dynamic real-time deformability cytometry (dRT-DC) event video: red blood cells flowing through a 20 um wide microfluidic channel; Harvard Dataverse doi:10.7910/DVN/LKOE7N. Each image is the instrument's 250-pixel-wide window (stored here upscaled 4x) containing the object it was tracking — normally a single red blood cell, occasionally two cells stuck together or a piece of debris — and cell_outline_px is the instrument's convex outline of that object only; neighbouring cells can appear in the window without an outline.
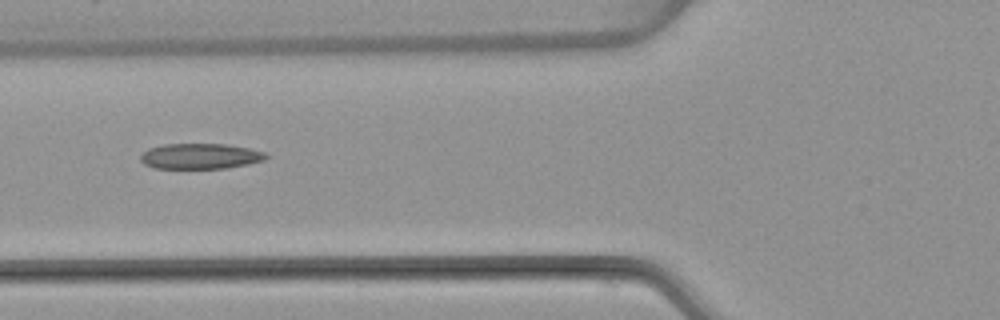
{"species": "common noctule bat (a hibernating species)", "species_latin": "Nyctalus noctula", "temperature_condition": "warm", "stored_images_in_passage": 3, "camera_frame_rate_fps": 3000, "um_per_image_px": 0.085, "animal": {"sex": "female", "body_mass_g": 22.7, "forearm_length_mm": 54.2}, "frame": {"image": 1, "passage_image": 2, "time_ms": 1.333, "image_size_px": [1000, 320], "cell_outline_px": [[268, 156], [264, 160], [248, 164], [228, 168], [152, 168], [144, 164], [140, 160], [140, 156], [148, 148], [164, 144], [224, 144], [248, 148], [268, 152]], "centroid_in_image_um": [17.03, 13.28], "position_along_channel_um": 108.8, "area_um2": 18.73}}
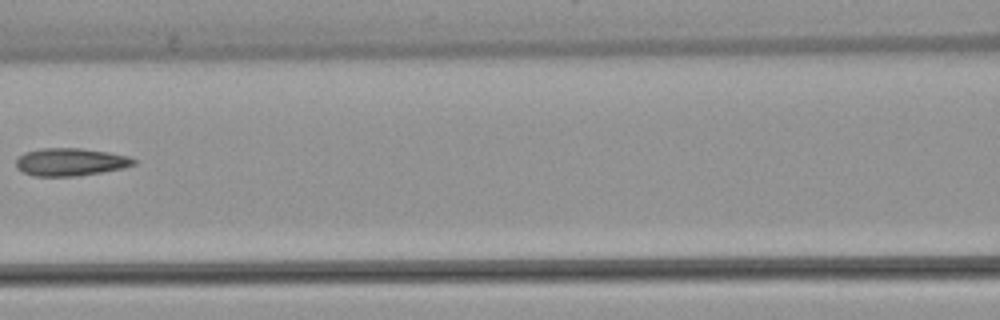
{"frame": {"image": 2, "passage_image": 3, "time_ms": 2.667, "image_size_px": [1000, 320], "cell_outline_px": [[136, 164], [124, 168], [76, 176], [32, 176], [16, 168], [16, 160], [24, 152], [40, 148], [80, 148], [108, 152], [128, 156], [136, 160]], "centroid_in_image_um": [5.98, 13.76], "position_along_channel_um": 160.6, "area_um2": 19.02}}